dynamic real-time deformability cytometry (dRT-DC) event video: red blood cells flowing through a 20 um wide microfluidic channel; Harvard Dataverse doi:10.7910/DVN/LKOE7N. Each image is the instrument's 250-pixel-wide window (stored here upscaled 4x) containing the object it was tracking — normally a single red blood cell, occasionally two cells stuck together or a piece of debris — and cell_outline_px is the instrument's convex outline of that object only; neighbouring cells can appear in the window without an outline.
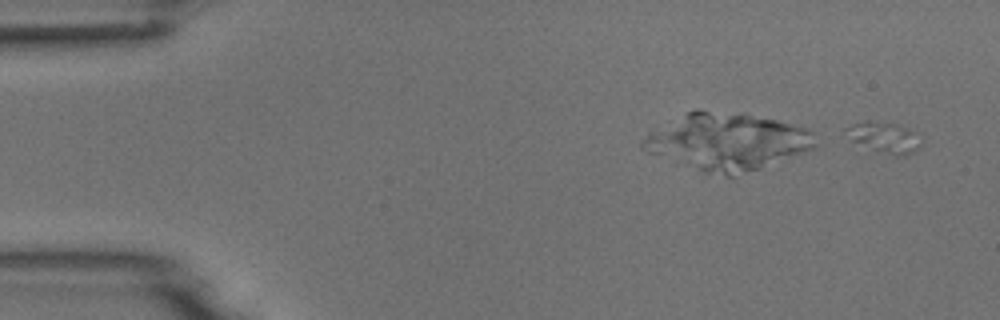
{"species": "common noctule bat (a hibernating species)", "species_latin": "Nyctalus noctula", "temperature_condition": "room temperature", "stored_images_in_passage": 4, "camera_frame_rate_fps": 3000, "um_per_image_px": 0.085, "animal": {"sex": "male", "body_mass_g": 18.8}, "frame": {"image": 1, "passage_image": 1, "time_ms": 0.0, "image_size_px": [1000, 320], "cell_outline_px": [[924, 136], [920, 148], [904, 156], [896, 156], [852, 140], [844, 128], [852, 124], [868, 120], [900, 124]], "centroid_in_image_um": [75.29, 11.64], "position_along_channel_um": 9.7, "area_um2": 13.35}}
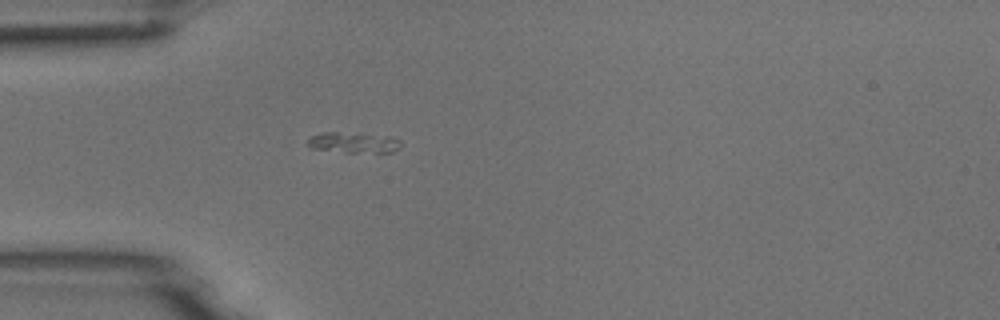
{"frame": {"image": 2, "passage_image": 4, "time_ms": 1.0, "image_size_px": [1000, 320], "cell_outline_px": [[400, 148], [392, 152], [344, 152], [312, 148], [308, 144], [308, 140], [312, 136], [324, 132], [336, 132], [388, 136], [400, 140]], "centroid_in_image_um": [30.07, 12.12], "position_along_channel_um": 54.9, "area_um2": 10.92}}